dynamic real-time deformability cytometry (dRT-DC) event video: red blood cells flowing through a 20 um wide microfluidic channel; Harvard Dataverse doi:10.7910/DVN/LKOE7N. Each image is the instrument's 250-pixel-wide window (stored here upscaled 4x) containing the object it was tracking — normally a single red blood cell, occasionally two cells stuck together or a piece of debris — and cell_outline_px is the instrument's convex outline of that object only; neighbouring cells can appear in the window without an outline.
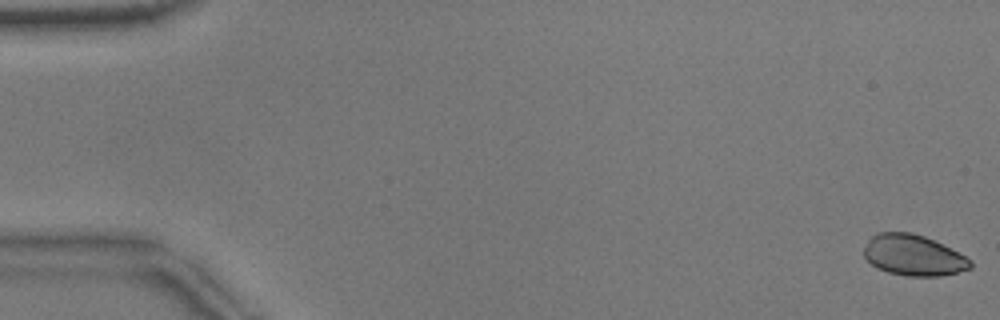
{"species": "common noctule bat (a hibernating species)", "species_latin": "Nyctalus noctula", "temperature_condition": "warm", "stored_images_in_passage": 17, "camera_frame_rate_fps": 3000, "um_per_image_px": 0.085, "animal": {"sex": "male", "body_mass_g": 17.9}, "frame": {"image": 1, "passage_image": 1, "time_ms": 0.0, "image_size_px": [1000, 320], "cell_outline_px": [[972, 268], [940, 276], [904, 276], [888, 272], [876, 268], [864, 256], [864, 248], [868, 240], [876, 232], [912, 232], [924, 236], [972, 260]], "centroid_in_image_um": [77.6, 21.7], "position_along_channel_um": 7.4, "area_um2": 25.14}}
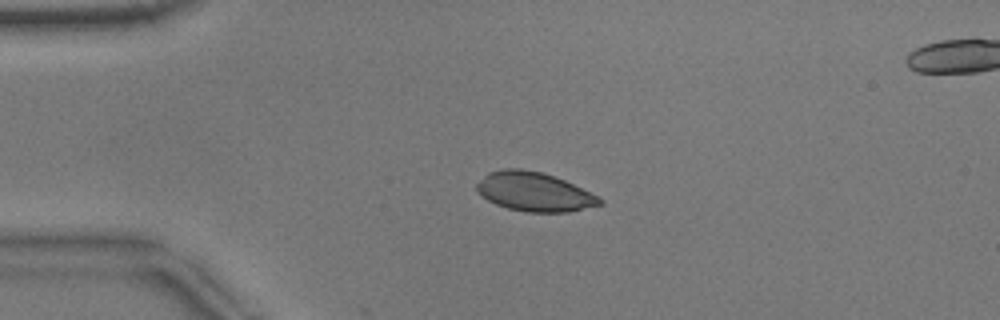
{"frame": {"image": 2, "passage_image": 13, "time_ms": 4.0, "image_size_px": [1000, 320], "cell_outline_px": [[604, 204], [568, 212], [528, 212], [508, 208], [496, 204], [488, 200], [476, 192], [476, 184], [488, 172], [504, 168], [520, 168], [544, 172], [564, 180], [604, 200]], "centroid_in_image_um": [45.38, 16.29], "position_along_channel_um": 39.6, "area_um2": 27.92}}